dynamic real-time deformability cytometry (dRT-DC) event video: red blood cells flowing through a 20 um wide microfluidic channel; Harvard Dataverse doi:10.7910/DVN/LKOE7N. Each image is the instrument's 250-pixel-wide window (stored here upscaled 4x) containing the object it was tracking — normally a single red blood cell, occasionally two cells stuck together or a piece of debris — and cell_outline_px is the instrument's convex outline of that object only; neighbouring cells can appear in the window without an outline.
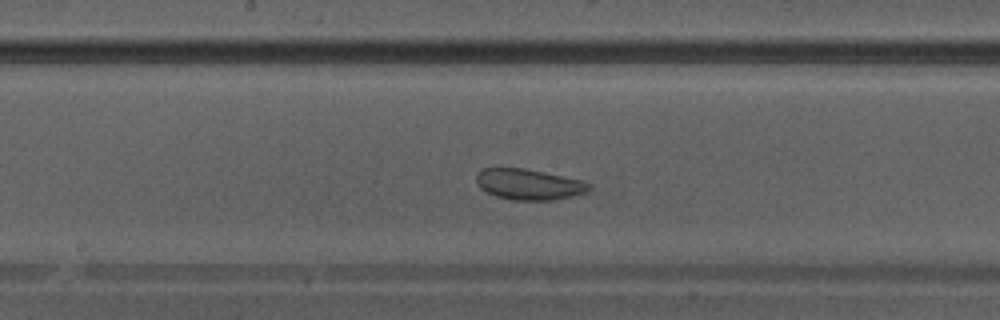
{"species": "Egyptian fruit bat (a non-hibernating species)", "species_latin": "Rousettus aegyptiacus", "temperature_condition": "warm", "stored_images_in_passage": 36, "camera_frame_rate_fps": 3000, "um_per_image_px": 0.085, "animal": {"sex": "male"}, "frame": {"image": 1, "passage_image": 16, "time_ms": 5.0, "image_size_px": [1000, 320], "cell_outline_px": [[592, 188], [588, 192], [572, 196], [552, 200], [512, 200], [496, 196], [480, 188], [476, 180], [476, 176], [484, 168], [524, 168], [584, 180], [592, 184]], "centroid_in_image_um": [45.01, 15.67], "position_along_channel_um": 203.2, "area_um2": 20.29}}